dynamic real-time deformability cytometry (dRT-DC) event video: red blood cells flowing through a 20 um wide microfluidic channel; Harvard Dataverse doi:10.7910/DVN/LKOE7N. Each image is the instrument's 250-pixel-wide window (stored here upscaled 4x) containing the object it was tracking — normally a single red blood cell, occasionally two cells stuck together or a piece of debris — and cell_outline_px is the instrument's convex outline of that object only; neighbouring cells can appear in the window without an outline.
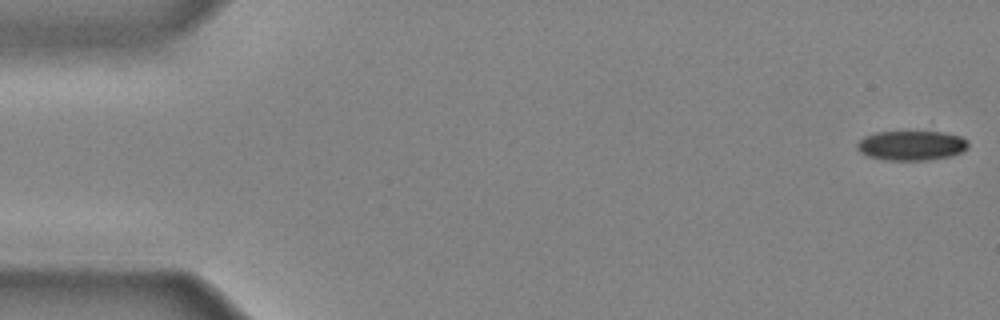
{"species": "common noctule bat (a hibernating species)", "species_latin": "Nyctalus noctula", "temperature_condition": "cold", "stored_images_in_passage": 40, "camera_frame_rate_fps": 3000, "um_per_image_px": 0.085, "animal": {"sex": "male", "body_mass_g": 20.4}, "frame": {"image": 1, "passage_image": 1, "time_ms": 0.0, "image_size_px": [1000, 320], "cell_outline_px": [[968, 148], [952, 156], [928, 160], [884, 160], [868, 156], [860, 152], [856, 148], [856, 144], [864, 136], [876, 132], [940, 132], [960, 136], [968, 140]], "centroid_in_image_um": [77.46, 12.37], "position_along_channel_um": 7.5, "area_um2": 19.25}}
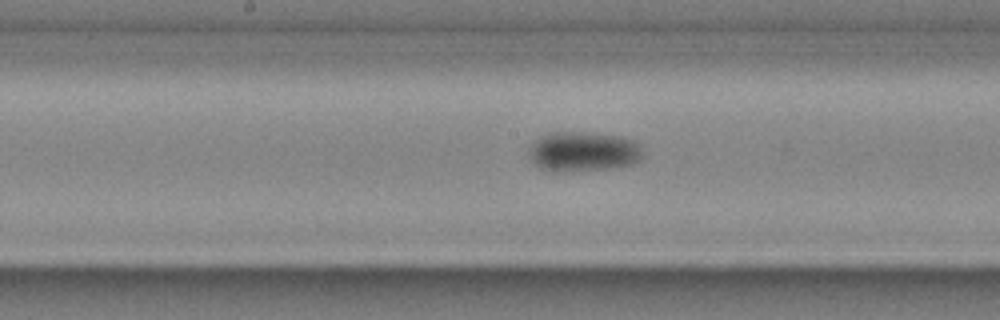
{"frame": {"image": 2, "passage_image": 23, "time_ms": 7.333, "image_size_px": [1000, 320], "cell_outline_px": [[640, 160], [632, 164], [608, 168], [544, 168], [536, 164], [528, 148], [540, 136], [552, 132], [592, 132], [624, 136], [640, 144]], "centroid_in_image_um": [49.65, 12.8], "position_along_channel_um": 198.6, "area_um2": 25.2}}
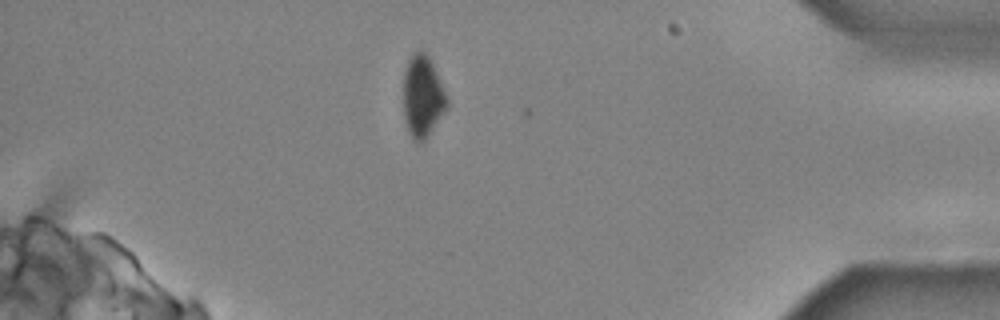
{"frame": {"image": 3, "passage_image": 39, "time_ms": 12.667, "image_size_px": [1000, 320], "cell_outline_px": [[448, 104], [428, 136], [420, 144], [416, 144], [412, 140], [408, 132], [404, 120], [404, 72], [408, 60], [420, 48], [428, 56], [436, 72], [448, 100]], "centroid_in_image_um": [35.89, 8.24], "position_along_channel_um": 399.3, "area_um2": 20.52}}